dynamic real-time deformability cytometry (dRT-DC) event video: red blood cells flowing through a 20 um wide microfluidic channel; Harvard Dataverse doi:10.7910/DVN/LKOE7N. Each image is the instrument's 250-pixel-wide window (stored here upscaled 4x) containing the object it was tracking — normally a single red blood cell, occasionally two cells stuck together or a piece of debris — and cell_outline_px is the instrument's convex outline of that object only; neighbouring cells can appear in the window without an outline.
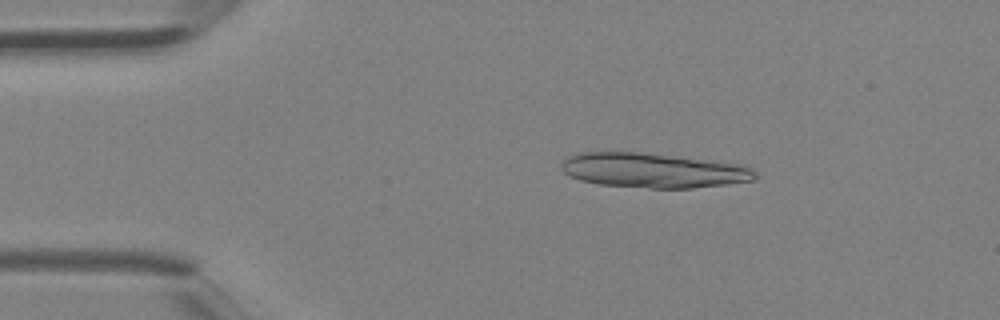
{"species": "Egyptian fruit bat (a non-hibernating species)", "species_latin": "Rousettus aegyptiacus", "temperature_condition": "room temperature", "stored_images_in_passage": 3, "camera_frame_rate_fps": 3000, "um_per_image_px": 0.085, "animal": {"sex": "female"}, "frame": {"image": 1, "passage_image": 2, "time_ms": 0.333, "image_size_px": [1000, 320], "cell_outline_px": [[756, 180], [692, 188], [648, 188], [600, 184], [580, 180], [564, 172], [560, 168], [560, 164], [568, 156], [580, 152], [640, 152], [748, 164], [756, 172]], "centroid_in_image_um": [55.58, 14.47], "position_along_channel_um": 29.4, "area_um2": 39.42}}